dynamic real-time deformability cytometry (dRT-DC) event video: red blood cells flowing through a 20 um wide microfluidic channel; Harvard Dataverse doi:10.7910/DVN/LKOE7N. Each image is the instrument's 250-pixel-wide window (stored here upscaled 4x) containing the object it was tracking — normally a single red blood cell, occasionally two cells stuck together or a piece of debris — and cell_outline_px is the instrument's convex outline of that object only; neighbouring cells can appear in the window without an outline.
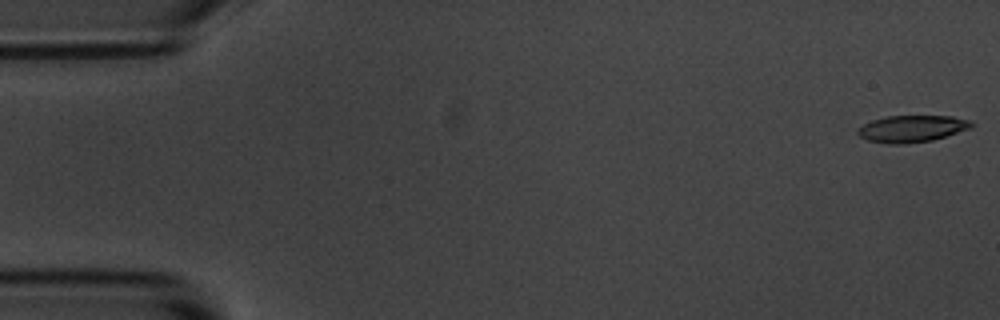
{"species": "common noctule bat (a hibernating species)", "species_latin": "Nyctalus noctula", "temperature_condition": "room temperature", "stored_images_in_passage": 6, "segment_of_instrument_passage": [1, 2], "camera_frame_rate_fps": 3000, "um_per_image_px": 0.085, "animal": {"sex": "male", "body_mass_g": 20.1, "forearm_length_mm": 53.5}, "frame": {"image": 1, "passage_image": 1, "time_ms": 0.0, "image_size_px": [1000, 320], "cell_outline_px": [[976, 124], [972, 128], [932, 140], [900, 144], [888, 144], [868, 140], [860, 136], [856, 132], [864, 124], [872, 120], [888, 116], [952, 116], [968, 120]], "centroid_in_image_um": [77.54, 10.93], "position_along_channel_um": 7.5, "area_um2": 17.63}}
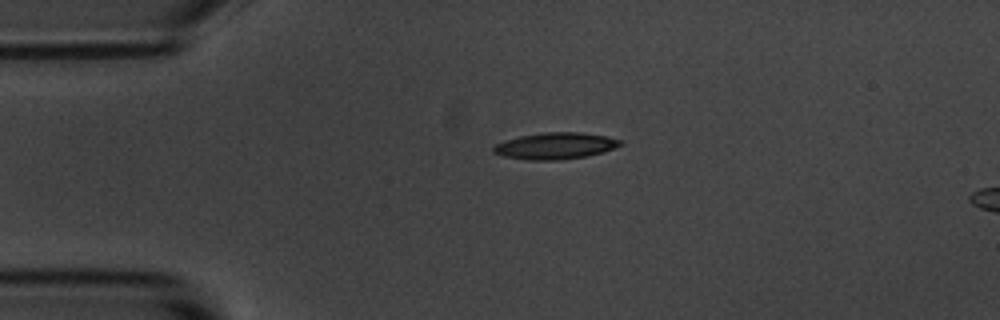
{"frame": {"image": 2, "passage_image": 4, "time_ms": 3.667, "image_size_px": [1000, 320], "cell_outline_px": [[624, 144], [604, 152], [588, 156], [556, 160], [528, 160], [504, 156], [492, 152], [492, 148], [496, 144], [504, 140], [520, 136], [544, 132], [584, 132], [608, 136], [624, 140]], "centroid_in_image_um": [47.26, 12.39], "position_along_channel_um": 37.7, "area_um2": 19.88}}